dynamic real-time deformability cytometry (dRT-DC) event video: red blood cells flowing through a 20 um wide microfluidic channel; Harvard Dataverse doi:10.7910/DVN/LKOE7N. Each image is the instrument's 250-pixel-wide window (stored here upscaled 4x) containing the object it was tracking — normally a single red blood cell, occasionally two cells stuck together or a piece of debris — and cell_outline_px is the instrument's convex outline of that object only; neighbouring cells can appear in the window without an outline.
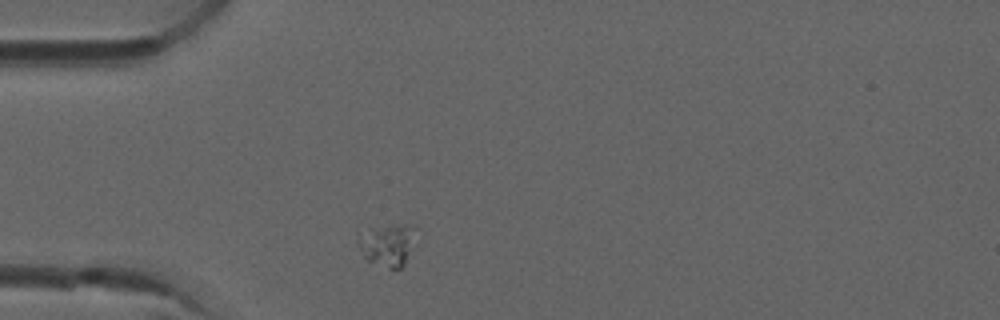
{"species": "common noctule bat (a hibernating species)", "species_latin": "Nyctalus noctula", "temperature_condition": "room temperature", "stored_images_in_passage": 1, "camera_frame_rate_fps": 3000, "um_per_image_px": 0.085, "animal": {"sex": "male", "forearm_length_mm": 52.5}, "frame": {"image": 1, "passage_image": 1, "time_ms": 0.0, "image_size_px": [1000, 320], "cell_outline_px": [[416, 228], [404, 264], [400, 268], [388, 268], [368, 260], [364, 256], [360, 248], [360, 236], [372, 228], [396, 224], [416, 224]], "centroid_in_image_um": [32.97, 20.78], "position_along_channel_um": 52.0, "area_um2": 13.47}}